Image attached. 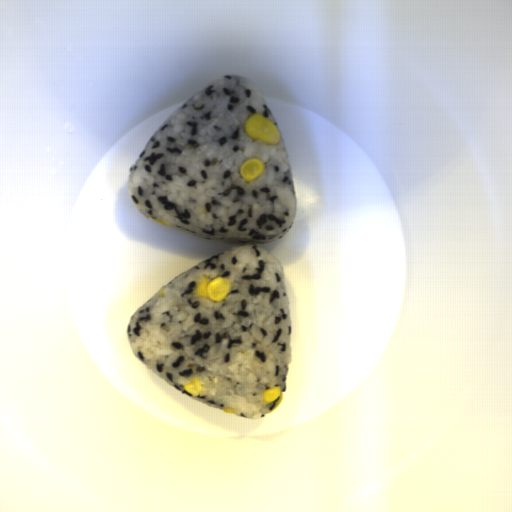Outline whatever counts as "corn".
<instances>
[{
  "label": "corn",
  "mask_w": 512,
  "mask_h": 512,
  "mask_svg": "<svg viewBox=\"0 0 512 512\" xmlns=\"http://www.w3.org/2000/svg\"><path fill=\"white\" fill-rule=\"evenodd\" d=\"M184 389L189 394H191L193 396H197L200 393H202L204 387H203L201 381L195 377L187 385H184Z\"/></svg>",
  "instance_id": "2b8c4276"
},
{
  "label": "corn",
  "mask_w": 512,
  "mask_h": 512,
  "mask_svg": "<svg viewBox=\"0 0 512 512\" xmlns=\"http://www.w3.org/2000/svg\"><path fill=\"white\" fill-rule=\"evenodd\" d=\"M244 131L249 137L256 141H262L269 146L276 145L279 142V132L275 125L257 113L248 116Z\"/></svg>",
  "instance_id": "51d56268"
},
{
  "label": "corn",
  "mask_w": 512,
  "mask_h": 512,
  "mask_svg": "<svg viewBox=\"0 0 512 512\" xmlns=\"http://www.w3.org/2000/svg\"><path fill=\"white\" fill-rule=\"evenodd\" d=\"M265 170V164L260 159H248L243 162L239 171L240 178L245 182L257 179Z\"/></svg>",
  "instance_id": "5cfa1b94"
},
{
  "label": "corn",
  "mask_w": 512,
  "mask_h": 512,
  "mask_svg": "<svg viewBox=\"0 0 512 512\" xmlns=\"http://www.w3.org/2000/svg\"><path fill=\"white\" fill-rule=\"evenodd\" d=\"M230 287L231 283L229 279L219 276L215 278L206 276L198 282L196 294L215 302H220L228 295Z\"/></svg>",
  "instance_id": "f1292c28"
},
{
  "label": "corn",
  "mask_w": 512,
  "mask_h": 512,
  "mask_svg": "<svg viewBox=\"0 0 512 512\" xmlns=\"http://www.w3.org/2000/svg\"><path fill=\"white\" fill-rule=\"evenodd\" d=\"M279 400L272 406V408L269 410L270 413L273 412L274 410H276L278 408V406L282 403L283 399H284V396H283V392H282V389L281 387L279 386H275L274 388L272 389H269L267 391H264L262 393V399L265 403H272L273 401H275L276 399Z\"/></svg>",
  "instance_id": "cfcad685"
},
{
  "label": "corn",
  "mask_w": 512,
  "mask_h": 512,
  "mask_svg": "<svg viewBox=\"0 0 512 512\" xmlns=\"http://www.w3.org/2000/svg\"><path fill=\"white\" fill-rule=\"evenodd\" d=\"M223 411L225 413H232V414H235L234 410L232 408H228V409H223Z\"/></svg>",
  "instance_id": "30e3d8cc"
},
{
  "label": "corn",
  "mask_w": 512,
  "mask_h": 512,
  "mask_svg": "<svg viewBox=\"0 0 512 512\" xmlns=\"http://www.w3.org/2000/svg\"><path fill=\"white\" fill-rule=\"evenodd\" d=\"M149 219L152 220L153 222L157 223V224H161V225H164V226H171V224L168 221H165L163 219H159V218H149Z\"/></svg>",
  "instance_id": "79e197a2"
}]
</instances>
